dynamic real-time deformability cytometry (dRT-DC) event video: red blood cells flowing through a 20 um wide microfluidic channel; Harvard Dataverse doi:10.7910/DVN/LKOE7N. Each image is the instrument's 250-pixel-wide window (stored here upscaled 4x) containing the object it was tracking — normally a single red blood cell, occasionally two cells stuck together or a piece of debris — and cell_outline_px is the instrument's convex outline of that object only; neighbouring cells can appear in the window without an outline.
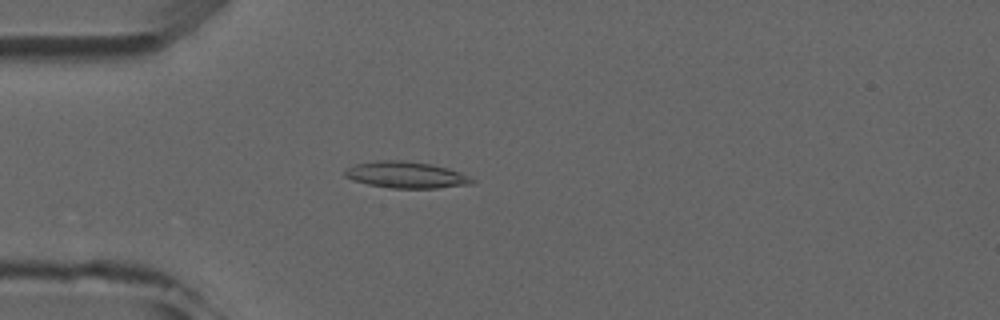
{"species": "common noctule bat (a hibernating species)", "species_latin": "Nyctalus noctula", "temperature_condition": "room temperature", "stored_images_in_passage": 4, "camera_frame_rate_fps": 3000, "um_per_image_px": 0.085, "animal": {"sex": "male", "forearm_length_mm": 52.5}, "frame": {"image": 1, "passage_image": 4, "time_ms": 4.333, "image_size_px": [1000, 320], "cell_outline_px": [[476, 180], [472, 184], [436, 188], [392, 188], [368, 184], [352, 180], [344, 176], [344, 168], [356, 164], [376, 160], [404, 160], [432, 164], [448, 168], [460, 172]], "centroid_in_image_um": [34.5, 14.85], "position_along_channel_um": 50.5, "area_um2": 19.77}}